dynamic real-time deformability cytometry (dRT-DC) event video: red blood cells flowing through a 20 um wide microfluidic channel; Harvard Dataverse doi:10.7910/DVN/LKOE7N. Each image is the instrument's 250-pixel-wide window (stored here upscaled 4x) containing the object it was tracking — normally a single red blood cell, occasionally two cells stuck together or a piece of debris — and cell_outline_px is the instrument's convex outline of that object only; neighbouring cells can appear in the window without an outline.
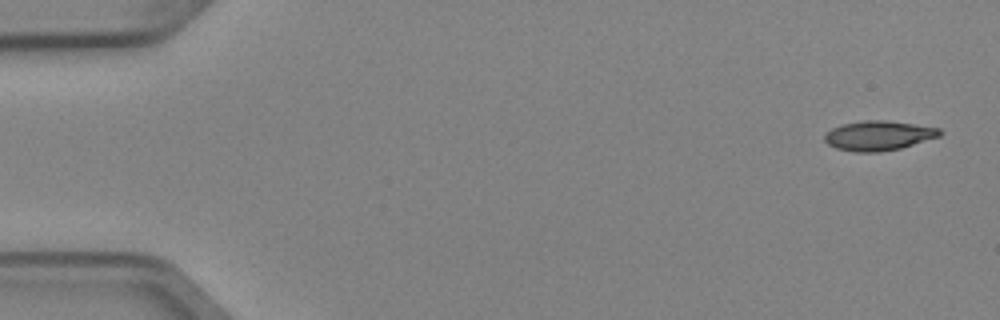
{"species": "Egyptian fruit bat (a non-hibernating species)", "species_latin": "Rousettus aegyptiacus", "temperature_condition": "cold", "stored_images_in_passage": 6, "camera_frame_rate_fps": 3000, "um_per_image_px": 0.085, "animal": {"sex": "female"}, "frame": {"image": 1, "passage_image": 1, "time_ms": 0.0, "image_size_px": [1000, 320], "cell_outline_px": [[944, 132], [940, 136], [900, 148], [880, 152], [852, 152], [836, 148], [828, 144], [824, 140], [824, 136], [832, 128], [840, 124], [864, 120], [884, 120], [940, 128]], "centroid_in_image_um": [74.66, 11.53], "position_along_channel_um": 10.3, "area_um2": 19.88}}
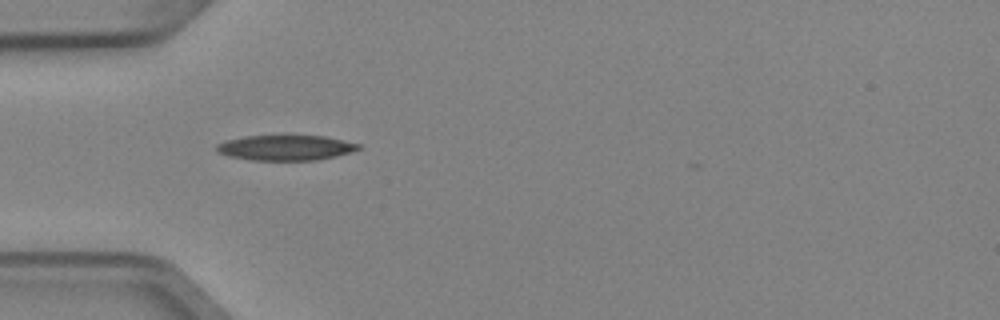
{"frame": {"image": 2, "passage_image": 5, "time_ms": 1.333, "image_size_px": [1000, 320], "cell_outline_px": [[360, 148], [352, 152], [336, 156], [316, 160], [252, 160], [228, 156], [216, 152], [216, 144], [224, 140], [244, 136], [324, 136], [360, 144]], "centroid_in_image_um": [24.23, 12.56], "position_along_channel_um": 60.8, "area_um2": 20.87}}
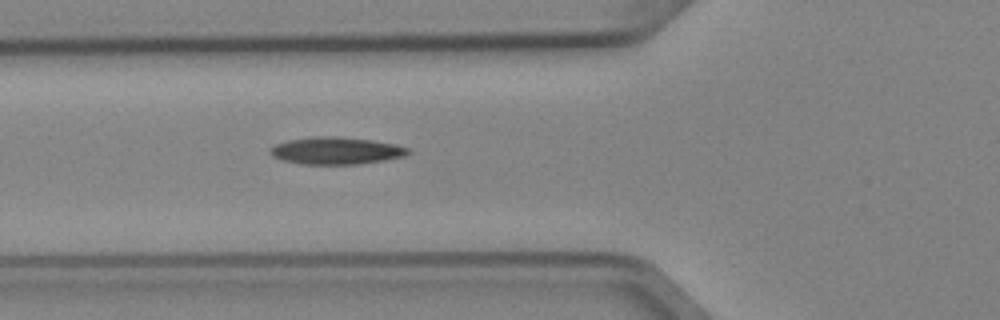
{"frame": {"image": 3, "passage_image": 6, "time_ms": 1.667, "image_size_px": [1000, 320], "cell_outline_px": [[412, 152], [404, 156], [384, 160], [356, 164], [300, 164], [280, 160], [272, 156], [268, 152], [276, 144], [288, 140], [316, 136], [336, 136], [372, 140], [396, 144], [412, 148]], "centroid_in_image_um": [28.59, 12.81], "position_along_channel_um": 97.2, "area_um2": 22.02}}